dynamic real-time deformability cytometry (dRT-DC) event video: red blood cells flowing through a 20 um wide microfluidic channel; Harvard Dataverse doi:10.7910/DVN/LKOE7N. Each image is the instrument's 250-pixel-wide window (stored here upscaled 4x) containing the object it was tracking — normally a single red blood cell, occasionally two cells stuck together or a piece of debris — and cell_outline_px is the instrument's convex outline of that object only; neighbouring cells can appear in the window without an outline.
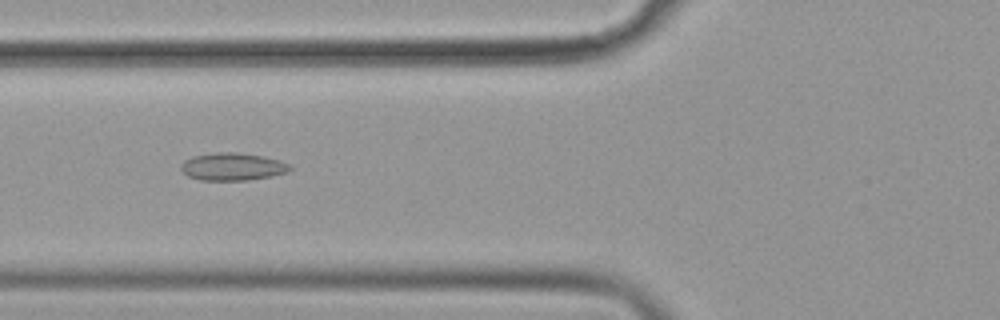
{"species": "common noctule bat (a hibernating species)", "species_latin": "Nyctalus noctula", "temperature_condition": "cold", "stored_images_in_passage": 56, "camera_frame_rate_fps": 3000, "um_per_image_px": 0.085, "animal": {"sex": "female", "body_mass_g": 19.9}, "frame": {"image": 1, "passage_image": 22, "time_ms": 7.0, "image_size_px": [1000, 320], "cell_outline_px": [[292, 168], [288, 172], [272, 176], [248, 180], [200, 180], [188, 176], [180, 168], [180, 164], [184, 160], [192, 156], [216, 152], [236, 152], [264, 156], [280, 160], [288, 164]], "centroid_in_image_um": [19.76, 14.16], "position_along_channel_um": 106.0, "area_um2": 17.63}}
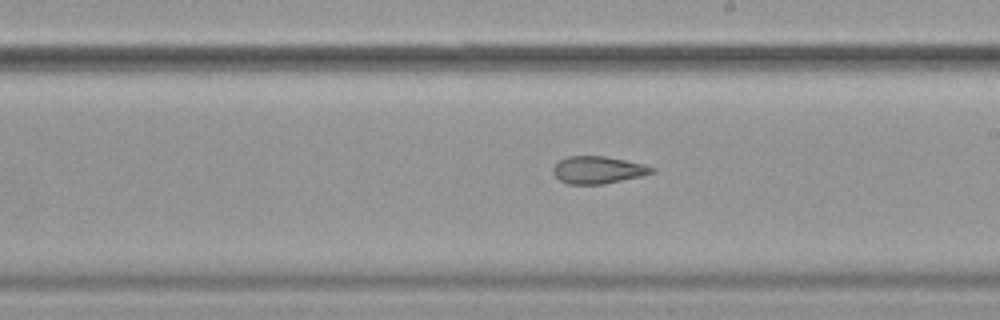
{"frame": {"image": 2, "passage_image": 33, "time_ms": 10.667, "image_size_px": [1000, 320], "cell_outline_px": [[656, 172], [640, 176], [604, 184], [568, 184], [560, 180], [552, 172], [552, 168], [560, 160], [568, 156], [604, 156], [644, 164], [656, 168]], "centroid_in_image_um": [50.84, 14.44], "position_along_channel_um": 238.2, "area_um2": 15.66}}
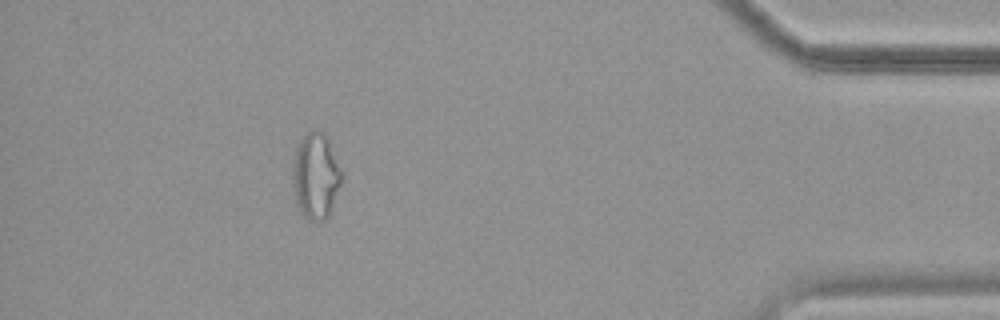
{"frame": {"image": 3, "passage_image": 51, "time_ms": 16.667, "image_size_px": [1000, 320], "cell_outline_px": [[340, 184], [328, 216], [324, 220], [312, 220], [296, 204], [292, 176], [292, 164], [296, 144], [312, 128], [316, 128], [324, 132], [328, 136], [340, 168]], "centroid_in_image_um": [26.81, 14.85], "position_along_channel_um": 408.4, "area_um2": 24.28}, "authors_computed_cell_mechanics": {"area_um2": 18.8717, "velocity_mm_per_s": 3.615, "shape_relaxation_time_tau1_ms": null, "shape_relaxation_time_tau2_ms": 4.9286, "deformation_change_tau1": null, "deformation_change_tau2": 0.1228}}